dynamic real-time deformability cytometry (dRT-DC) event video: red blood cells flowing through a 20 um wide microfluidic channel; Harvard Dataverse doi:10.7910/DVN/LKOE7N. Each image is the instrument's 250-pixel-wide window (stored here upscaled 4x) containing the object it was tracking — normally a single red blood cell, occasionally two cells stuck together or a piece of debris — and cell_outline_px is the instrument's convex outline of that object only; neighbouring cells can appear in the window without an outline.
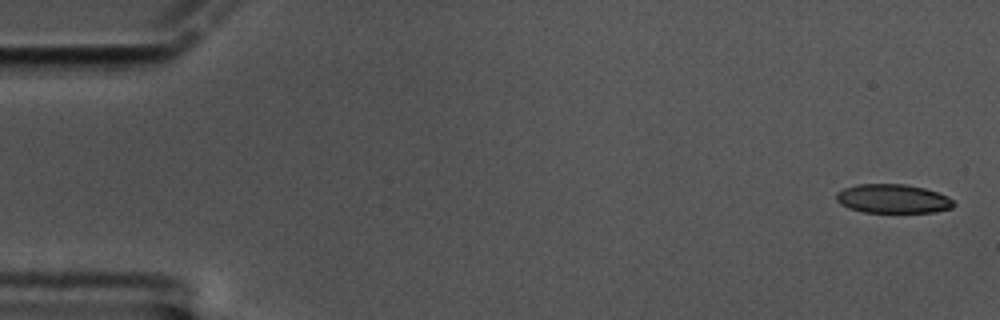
{"species": "common noctule bat (a hibernating species)", "species_latin": "Nyctalus noctula", "temperature_condition": "cold", "stored_images_in_passage": 58, "camera_frame_rate_fps": 3000, "um_per_image_px": 0.085, "animal": {"sex": "male", "body_mass_g": 17.5, "forearm_length_mm": 52.3}, "frame": {"image": 1, "passage_image": 1, "time_ms": 0.0, "image_size_px": [1000, 320], "cell_outline_px": [[956, 204], [952, 208], [932, 212], [864, 212], [848, 208], [840, 204], [836, 200], [836, 192], [844, 188], [860, 184], [904, 184], [924, 188], [948, 196]], "centroid_in_image_um": [75.88, 16.89], "position_along_channel_um": 9.1, "area_um2": 19.77}}
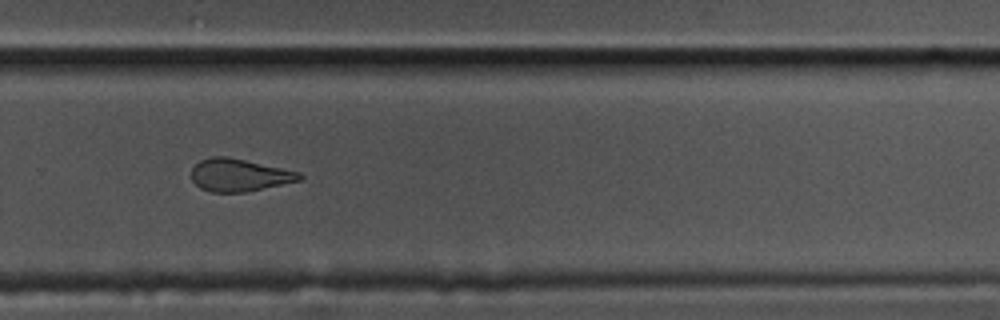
{"frame": {"image": 2, "passage_image": 39, "time_ms": 12.667, "image_size_px": [1000, 320], "cell_outline_px": [[304, 176], [300, 180], [248, 192], [212, 192], [200, 188], [192, 180], [192, 168], [200, 160], [212, 156], [228, 156], [300, 172]], "centroid_in_image_um": [20.33, 14.88], "position_along_channel_um": 309.5, "area_um2": 20.52}}
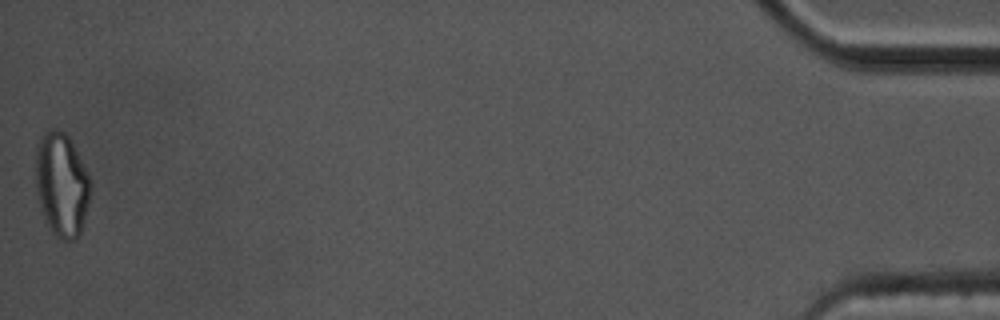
{"frame": {"image": 3, "passage_image": 58, "time_ms": 19.0, "image_size_px": [1000, 320], "cell_outline_px": [[92, 184], [88, 204], [80, 232], [76, 240], [68, 244], [56, 236], [52, 232], [44, 220], [40, 208], [36, 192], [36, 148], [40, 136], [44, 132], [52, 128], [56, 128], [64, 132], [68, 136]], "centroid_in_image_um": [5.21, 15.73], "position_along_channel_um": 430.0, "area_um2": 33.29}, "authors_computed_cell_mechanics": {"area_um2": 21.6461, "velocity_mm_per_s": 3.4108, "shape_relaxation_time_tau1_ms": null, "shape_relaxation_time_tau2_ms": 3.1254, "deformation_change_tau1": null, "deformation_change_tau2": 0.0991}}